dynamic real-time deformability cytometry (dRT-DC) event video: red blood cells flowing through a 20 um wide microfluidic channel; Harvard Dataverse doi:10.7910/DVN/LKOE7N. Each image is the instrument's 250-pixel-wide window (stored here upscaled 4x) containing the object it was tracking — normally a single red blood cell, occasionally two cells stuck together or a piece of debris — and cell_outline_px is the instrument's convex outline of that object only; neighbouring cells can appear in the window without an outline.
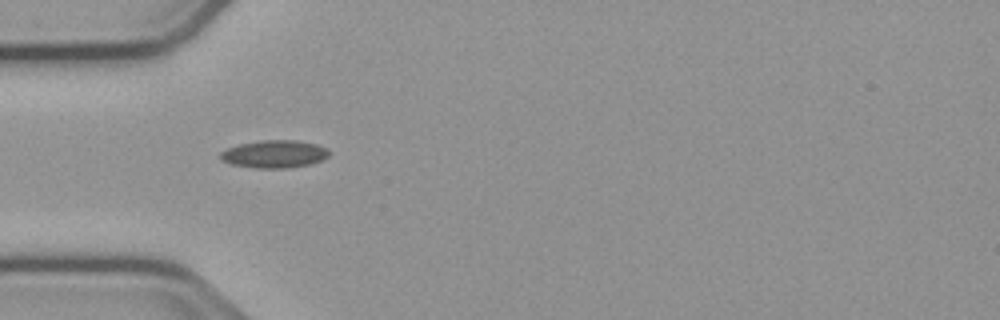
{"species": "common noctule bat (a hibernating species)", "species_latin": "Nyctalus noctula", "temperature_condition": "cold", "stored_images_in_passage": 39, "camera_frame_rate_fps": 3000, "um_per_image_px": 0.085, "animal": {"sex": "male", "body_mass_g": 23.1, "forearm_length_mm": 52.7}, "frame": {"image": 1, "passage_image": 1, "time_ms": 0.0, "image_size_px": [1000, 320], "cell_outline_px": [[328, 156], [320, 160], [308, 164], [284, 168], [256, 168], [232, 164], [220, 160], [220, 152], [228, 148], [240, 144], [260, 140], [296, 140], [316, 144], [324, 148], [328, 152]], "centroid_in_image_um": [23.26, 13.09], "position_along_channel_um": 61.7, "area_um2": 17.22}}
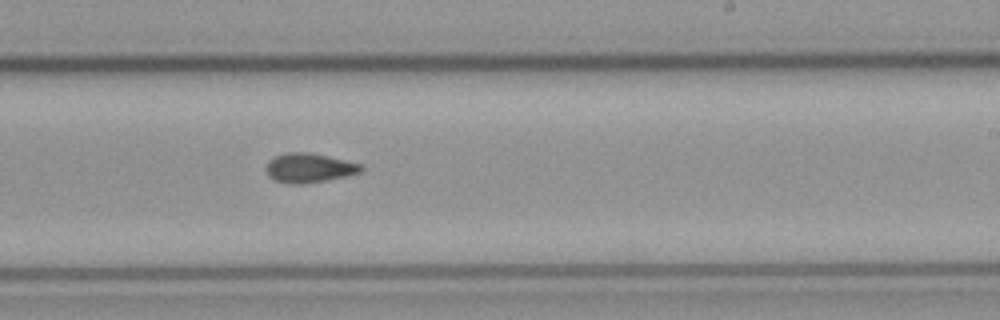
{"frame": {"image": 2, "passage_image": 17, "time_ms": 5.333, "image_size_px": [1000, 320], "cell_outline_px": [[364, 168], [360, 172], [344, 176], [324, 180], [300, 184], [288, 184], [276, 180], [268, 176], [264, 168], [268, 160], [272, 156], [284, 152], [312, 152], [360, 164]], "centroid_in_image_um": [26.19, 14.25], "position_along_channel_um": 262.8, "area_um2": 16.3}}
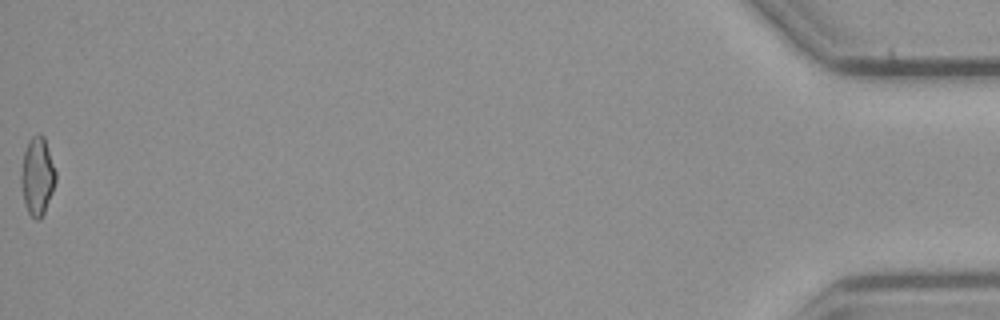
{"frame": {"image": 3, "passage_image": 39, "time_ms": 12.667, "image_size_px": [1000, 320], "cell_outline_px": [[56, 180], [52, 192], [44, 212], [40, 220], [36, 220], [28, 212], [24, 200], [20, 180], [20, 176], [24, 152], [28, 140], [32, 136], [40, 132], [44, 136], [56, 172]], "centroid_in_image_um": [3.17, 14.94], "position_along_channel_um": 432.0, "area_um2": 15.66}, "authors_computed_cell_mechanics": {"area_um2": 15.606, "velocity_mm_per_s": 3.7771, "shape_relaxation_time_tau1_ms": null, "shape_relaxation_time_tau2_ms": 4.1735, "deformation_change_tau1": null, "deformation_change_tau2": 0.1107}}